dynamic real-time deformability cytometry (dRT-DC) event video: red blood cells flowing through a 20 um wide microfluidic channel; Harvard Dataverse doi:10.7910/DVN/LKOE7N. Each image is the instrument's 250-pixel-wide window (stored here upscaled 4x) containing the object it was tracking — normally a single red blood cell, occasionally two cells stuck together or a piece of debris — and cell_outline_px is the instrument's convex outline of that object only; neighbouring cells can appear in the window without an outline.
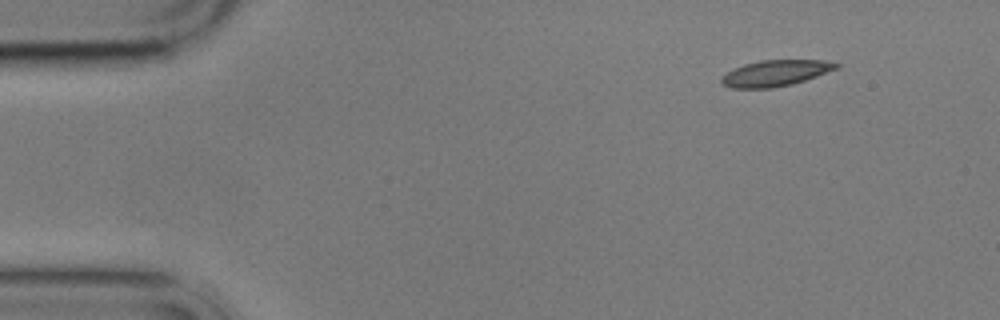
{"species": "common noctule bat (a hibernating species)", "species_latin": "Nyctalus noctula", "temperature_condition": "cold", "stored_images_in_passage": 4, "camera_frame_rate_fps": 3000, "um_per_image_px": 0.085, "animal": {"sex": "male", "body_mass_g": 17.9}, "frame": {"image": 1, "passage_image": 1, "time_ms": 0.0, "image_size_px": [1000, 320], "cell_outline_px": [[840, 64], [836, 68], [816, 76], [792, 84], [772, 88], [732, 88], [724, 84], [720, 80], [720, 76], [744, 64], [760, 60], [820, 60]], "centroid_in_image_um": [65.87, 6.22], "position_along_channel_um": 19.1, "area_um2": 17.11}}